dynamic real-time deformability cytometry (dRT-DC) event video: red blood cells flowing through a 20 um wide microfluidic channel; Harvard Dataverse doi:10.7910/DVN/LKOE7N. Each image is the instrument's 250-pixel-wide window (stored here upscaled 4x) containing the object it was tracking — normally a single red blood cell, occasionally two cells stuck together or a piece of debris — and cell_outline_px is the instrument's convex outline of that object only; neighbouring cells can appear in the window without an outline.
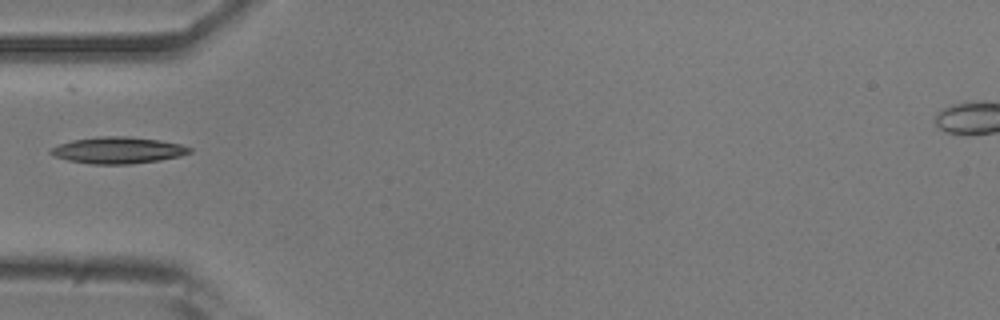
{"species": "common noctule bat (a hibernating species)", "species_latin": "Nyctalus noctula", "temperature_condition": "room temperature", "stored_images_in_passage": 14, "camera_frame_rate_fps": 3000, "um_per_image_px": 0.085, "animal": {"sex": "male", "body_mass_g": 20.5, "forearm_length_mm": 52.5}, "frame": {"image": 1, "passage_image": 1, "time_ms": 0.0, "image_size_px": [1000, 320], "cell_outline_px": [[192, 152], [180, 156], [160, 160], [132, 164], [92, 164], [68, 160], [56, 156], [48, 152], [52, 148], [60, 144], [72, 140], [100, 136], [124, 136], [160, 140], [180, 144], [192, 148]], "centroid_in_image_um": [10.06, 12.77], "position_along_channel_um": 74.9, "area_um2": 21.39}}
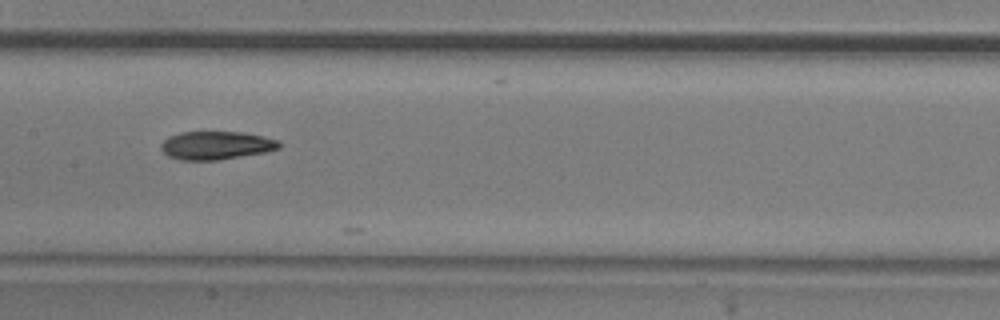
{"frame": {"image": 2, "passage_image": 10, "time_ms": 3.0, "image_size_px": [1000, 320], "cell_outline_px": [[280, 148], [264, 152], [216, 160], [180, 160], [168, 156], [160, 148], [160, 144], [168, 136], [180, 132], [240, 132], [264, 136], [280, 140]], "centroid_in_image_um": [18.35, 12.35], "position_along_channel_um": 189.0, "area_um2": 19.42}}
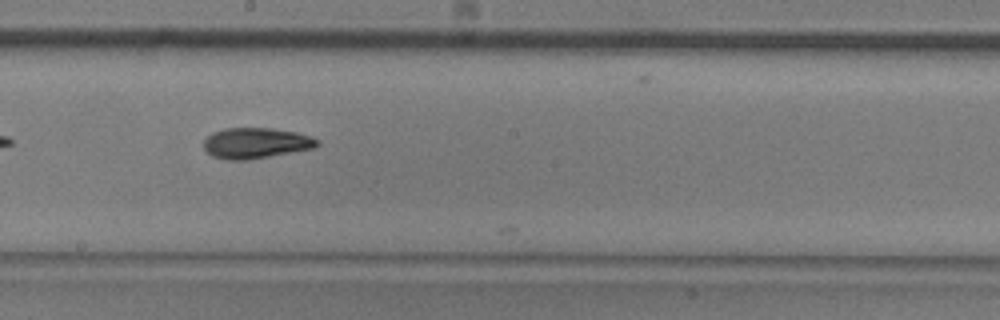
{"frame": {"image": 3, "passage_image": 13, "time_ms": 4.0, "image_size_px": [1000, 320], "cell_outline_px": [[320, 144], [316, 148], [248, 160], [224, 160], [212, 156], [204, 148], [204, 140], [212, 132], [224, 128], [272, 128], [296, 132], [312, 136], [320, 140]], "centroid_in_image_um": [21.78, 12.16], "position_along_channel_um": 226.4, "area_um2": 20.58}}